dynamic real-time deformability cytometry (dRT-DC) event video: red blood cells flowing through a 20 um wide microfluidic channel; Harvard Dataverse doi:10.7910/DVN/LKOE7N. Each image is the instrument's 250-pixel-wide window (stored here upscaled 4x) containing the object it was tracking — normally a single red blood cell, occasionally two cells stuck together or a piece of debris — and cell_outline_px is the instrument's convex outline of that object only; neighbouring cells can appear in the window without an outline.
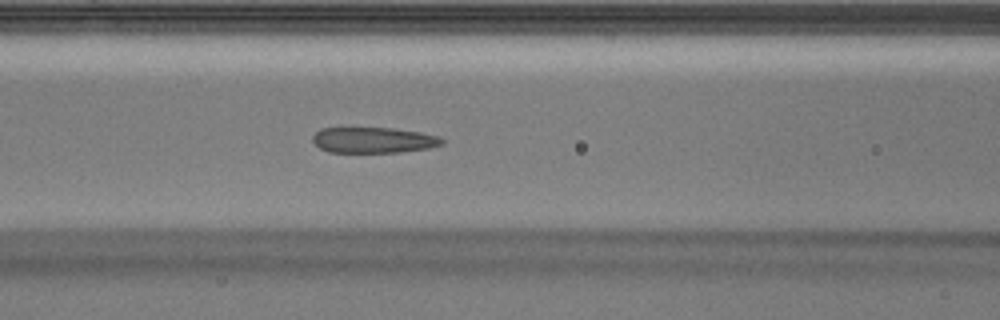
{"species": "Egyptian fruit bat (a non-hibernating species)", "species_latin": "Rousettus aegyptiacus", "temperature_condition": "warm", "stored_images_in_passage": 34, "segment_of_instrument_passage": [1, 2], "camera_frame_rate_fps": 3000, "um_per_image_px": 0.085, "animal": {"sex": "male"}, "frame": {"image": 1, "passage_image": 10, "time_ms": 3.0, "image_size_px": [1000, 320], "cell_outline_px": [[444, 144], [428, 148], [400, 152], [328, 152], [320, 148], [312, 140], [312, 136], [320, 128], [392, 128], [420, 132], [436, 136], [444, 140]], "centroid_in_image_um": [31.73, 11.91], "position_along_channel_um": 134.9, "area_um2": 19.31}}